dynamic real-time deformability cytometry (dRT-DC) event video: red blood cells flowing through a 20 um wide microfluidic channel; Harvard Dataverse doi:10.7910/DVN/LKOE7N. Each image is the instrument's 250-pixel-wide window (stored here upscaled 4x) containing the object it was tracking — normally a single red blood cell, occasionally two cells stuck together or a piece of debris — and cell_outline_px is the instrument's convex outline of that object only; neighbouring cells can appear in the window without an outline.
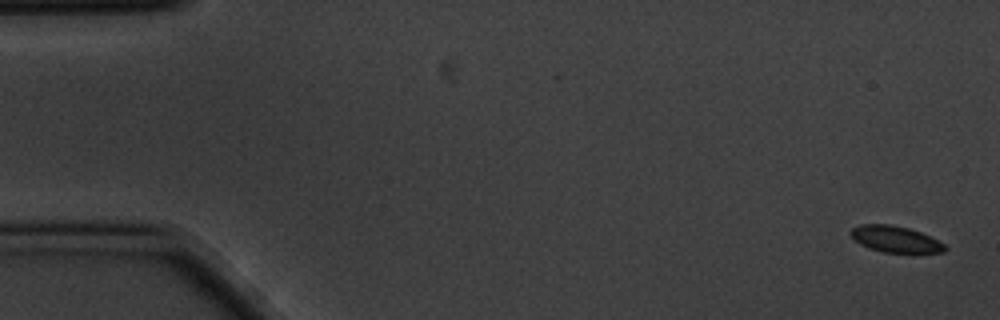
{"species": "common noctule bat (a hibernating species)", "species_latin": "Nyctalus noctula", "temperature_condition": "cold", "stored_images_in_passage": 5, "camera_frame_rate_fps": 3000, "um_per_image_px": 0.085, "animal": {"sex": "male", "body_mass_g": 20.1, "forearm_length_mm": 53.5}, "frame": {"image": 1, "passage_image": 1, "time_ms": 0.0, "image_size_px": [1000, 320], "cell_outline_px": [[948, 248], [944, 252], [912, 256], [884, 252], [868, 248], [860, 244], [848, 232], [852, 228], [860, 224], [892, 224], [908, 228], [920, 232], [944, 244]], "centroid_in_image_um": [76.16, 20.39], "position_along_channel_um": 8.8, "area_um2": 15.14}}
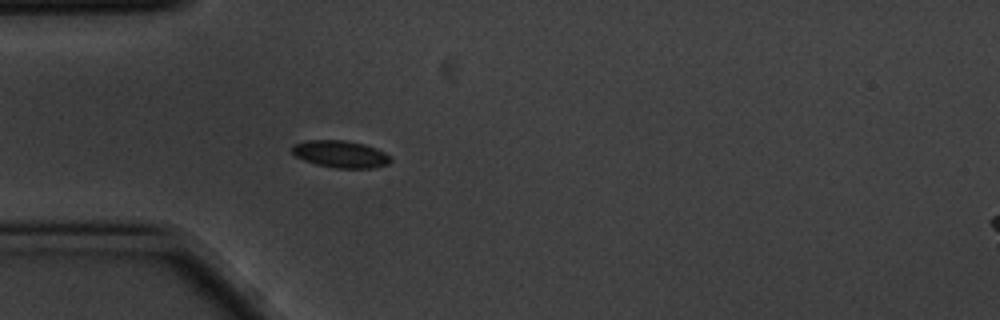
{"frame": {"image": 2, "passage_image": 5, "time_ms": 1.333, "image_size_px": [1000, 320], "cell_outline_px": [[392, 160], [388, 164], [372, 168], [336, 168], [316, 164], [304, 160], [296, 156], [292, 152], [292, 144], [304, 140], [344, 140], [364, 144], [376, 148], [392, 156]], "centroid_in_image_um": [28.95, 13.09], "position_along_channel_um": 56.1, "area_um2": 15.66}}